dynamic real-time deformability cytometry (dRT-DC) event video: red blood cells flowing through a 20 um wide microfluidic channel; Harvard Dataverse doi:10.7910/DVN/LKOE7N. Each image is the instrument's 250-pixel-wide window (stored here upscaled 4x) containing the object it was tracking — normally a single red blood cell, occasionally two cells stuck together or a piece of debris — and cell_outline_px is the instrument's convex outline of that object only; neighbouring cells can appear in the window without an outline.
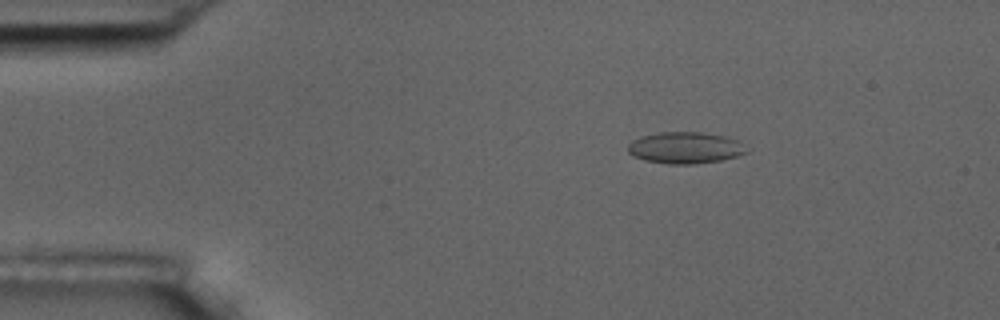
{"species": "common noctule bat (a hibernating species)", "species_latin": "Nyctalus noctula", "temperature_condition": "room temperature", "stored_images_in_passage": 4, "camera_frame_rate_fps": 3000, "um_per_image_px": 0.085, "animal": {"sex": "male", "body_mass_g": 17.5, "forearm_length_mm": 52.3}, "frame": {"image": 1, "passage_image": 1, "time_ms": 0.0, "image_size_px": [1000, 320], "cell_outline_px": [[748, 152], [736, 156], [720, 160], [692, 164], [668, 164], [644, 160], [628, 152], [628, 144], [632, 140], [640, 136], [660, 132], [704, 132], [724, 136], [740, 140]], "centroid_in_image_um": [58.24, 12.55], "position_along_channel_um": 26.8, "area_um2": 21.79}}
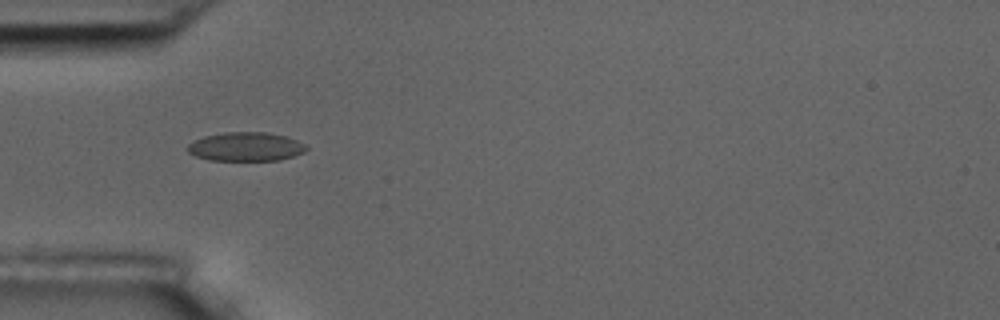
{"frame": {"image": 2, "passage_image": 3, "time_ms": 2.667, "image_size_px": [1000, 320], "cell_outline_px": [[308, 148], [304, 152], [280, 160], [208, 160], [196, 156], [188, 152], [188, 144], [204, 136], [224, 132], [268, 132], [288, 136], [304, 144]], "centroid_in_image_um": [20.91, 12.46], "position_along_channel_um": 64.1, "area_um2": 19.94}}